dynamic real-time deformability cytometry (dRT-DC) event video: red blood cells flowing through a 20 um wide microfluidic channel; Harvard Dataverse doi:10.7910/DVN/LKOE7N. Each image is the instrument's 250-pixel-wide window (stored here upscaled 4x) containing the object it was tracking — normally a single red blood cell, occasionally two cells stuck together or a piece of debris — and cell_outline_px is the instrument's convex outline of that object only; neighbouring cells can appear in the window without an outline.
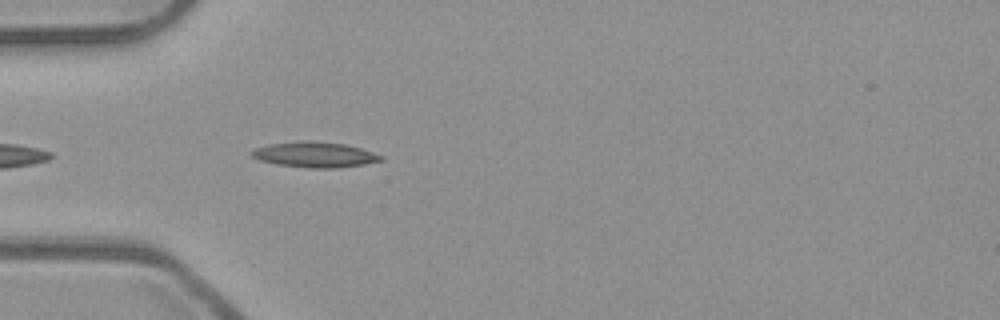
{"species": "common noctule bat (a hibernating species)", "species_latin": "Nyctalus noctula", "temperature_condition": "room temperature", "stored_images_in_passage": 8, "camera_frame_rate_fps": 3000, "um_per_image_px": 0.085, "animal": {"sex": "male", "body_mass_g": 23.1, "forearm_length_mm": 52.7}, "frame": {"image": 1, "passage_image": 3, "time_ms": 0.667, "image_size_px": [1000, 320], "cell_outline_px": [[384, 160], [364, 164], [336, 168], [308, 168], [276, 164], [260, 160], [252, 156], [252, 152], [256, 148], [268, 144], [304, 140], [308, 140], [348, 144], [384, 156]], "centroid_in_image_um": [26.79, 13.14], "position_along_channel_um": 58.2, "area_um2": 19.19}}